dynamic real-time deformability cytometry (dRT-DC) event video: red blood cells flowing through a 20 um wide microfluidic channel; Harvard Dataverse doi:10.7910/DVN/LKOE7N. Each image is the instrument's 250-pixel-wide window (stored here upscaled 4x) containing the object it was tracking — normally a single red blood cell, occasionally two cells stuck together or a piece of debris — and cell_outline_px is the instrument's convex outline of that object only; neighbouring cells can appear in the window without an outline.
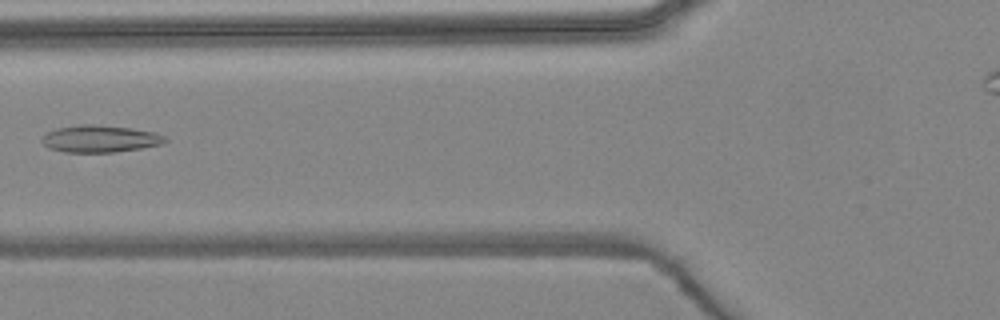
{"species": "common noctule bat (a hibernating species)", "species_latin": "Nyctalus noctula", "temperature_condition": "warm", "stored_images_in_passage": 3, "camera_frame_rate_fps": 3000, "um_per_image_px": 0.085, "animal": {"sex": "female", "body_mass_g": 24.6, "forearm_length_mm": 56.2}, "frame": {"image": 1, "passage_image": 2, "time_ms": 1.333, "image_size_px": [1000, 320], "cell_outline_px": [[168, 140], [164, 144], [140, 148], [112, 152], [64, 152], [48, 148], [40, 140], [48, 132], [56, 128], [80, 124], [92, 124], [132, 128], [156, 132], [164, 136]], "centroid_in_image_um": [8.51, 11.79], "position_along_channel_um": 117.3, "area_um2": 19.48}}
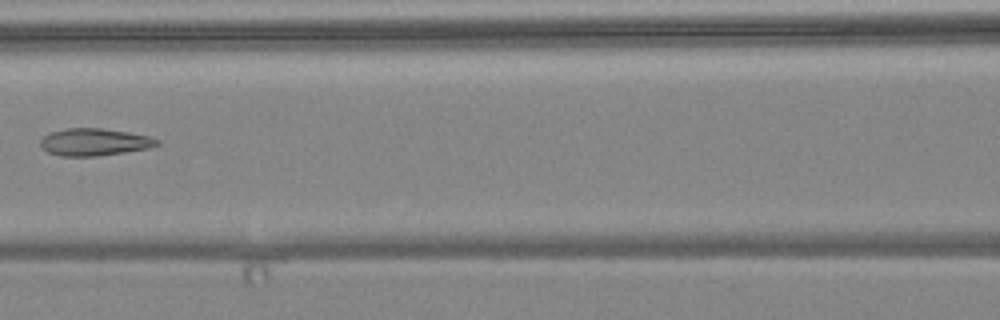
{"frame": {"image": 2, "passage_image": 3, "time_ms": 2.333, "image_size_px": [1000, 320], "cell_outline_px": [[160, 144], [148, 148], [100, 156], [60, 156], [48, 152], [40, 144], [40, 140], [44, 136], [52, 132], [68, 128], [100, 128], [128, 132], [148, 136], [160, 140]], "centroid_in_image_um": [8.03, 12.08], "position_along_channel_um": 158.6, "area_um2": 18.38}}